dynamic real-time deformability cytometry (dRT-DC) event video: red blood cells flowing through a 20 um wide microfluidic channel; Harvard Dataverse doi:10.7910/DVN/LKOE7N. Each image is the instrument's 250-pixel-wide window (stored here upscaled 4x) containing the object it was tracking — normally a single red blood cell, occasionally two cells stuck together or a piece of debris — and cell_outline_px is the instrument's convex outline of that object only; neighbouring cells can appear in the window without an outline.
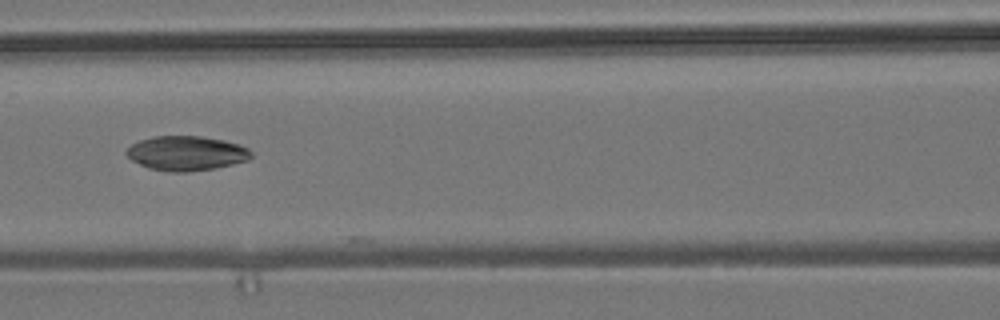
{"species": "common noctule bat (a hibernating species)", "species_latin": "Nyctalus noctula", "temperature_condition": "room temperature", "stored_images_in_passage": 8, "camera_frame_rate_fps": 3000, "um_per_image_px": 0.085, "animal": {"sex": "male", "body_mass_g": 19.2, "forearm_length_mm": 51.8}, "frame": {"image": 1, "passage_image": 6, "time_ms": 7.0, "image_size_px": [1000, 320], "cell_outline_px": [[252, 156], [248, 160], [232, 164], [212, 168], [188, 172], [172, 172], [148, 168], [132, 160], [124, 152], [132, 144], [140, 140], [152, 136], [200, 136], [224, 140], [240, 144], [248, 148], [252, 152]], "centroid_in_image_um": [15.84, 13.02], "position_along_channel_um": 150.8, "area_um2": 25.09}}
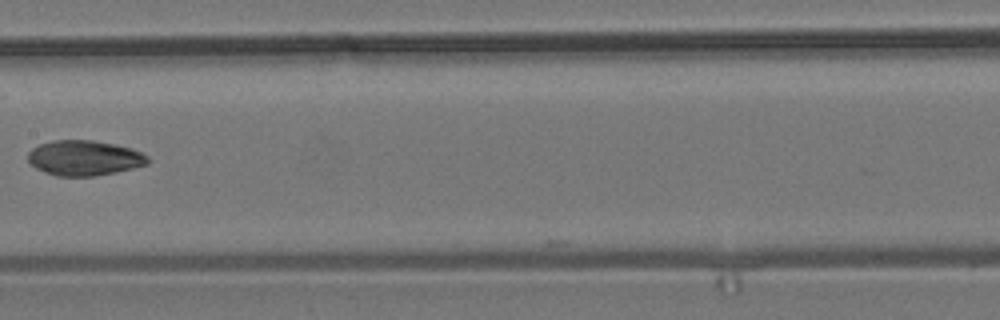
{"frame": {"image": 2, "passage_image": 7, "time_ms": 8.333, "image_size_px": [1000, 320], "cell_outline_px": [[152, 160], [148, 164], [116, 172], [96, 176], [56, 176], [44, 172], [36, 168], [28, 160], [28, 152], [32, 148], [40, 144], [56, 140], [92, 140], [132, 148], [148, 156]], "centroid_in_image_um": [7.18, 13.43], "position_along_channel_um": 200.2, "area_um2": 24.57}}